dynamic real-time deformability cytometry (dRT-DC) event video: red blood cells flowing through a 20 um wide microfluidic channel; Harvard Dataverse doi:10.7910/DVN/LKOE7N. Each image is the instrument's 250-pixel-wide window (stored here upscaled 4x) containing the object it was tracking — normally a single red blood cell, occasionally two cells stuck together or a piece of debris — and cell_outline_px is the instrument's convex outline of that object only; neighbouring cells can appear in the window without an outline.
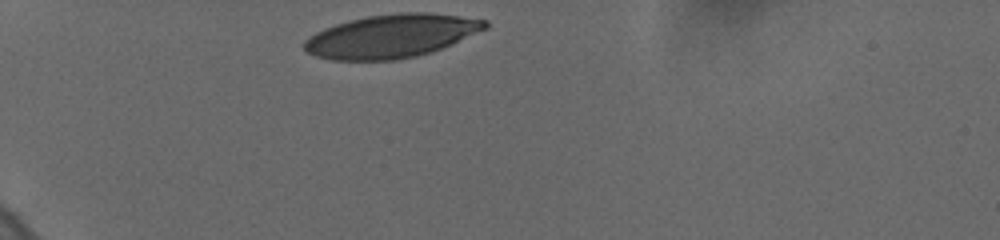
{"species": "human", "species_latin": "Homo sapiens", "temperature_condition": "cold", "stored_images_in_passage": 8, "camera_frame_rate_fps": 3000, "um_per_image_px": 0.085, "donor": {"sex": "female"}, "frame": {"image": 1, "passage_image": 1, "time_ms": 0.0, "image_size_px": [1000, 240], "cell_outline_px": [[488, 28], [440, 48], [416, 56], [396, 60], [332, 60], [316, 56], [308, 52], [304, 48], [304, 40], [308, 36], [324, 28], [348, 20], [368, 16], [400, 12], [432, 12], [488, 20]], "centroid_in_image_um": [33.25, 3.05], "position_along_channel_um": 51.8, "area_um2": 45.55}}